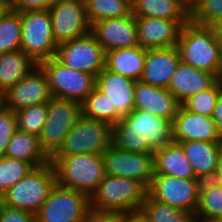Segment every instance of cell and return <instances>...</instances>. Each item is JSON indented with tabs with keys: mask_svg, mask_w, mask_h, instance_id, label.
I'll return each instance as SVG.
<instances>
[{
	"mask_svg": "<svg viewBox=\"0 0 222 222\" xmlns=\"http://www.w3.org/2000/svg\"><path fill=\"white\" fill-rule=\"evenodd\" d=\"M173 142L172 123L142 110H132L113 125L112 144L133 153H154Z\"/></svg>",
	"mask_w": 222,
	"mask_h": 222,
	"instance_id": "cell-1",
	"label": "cell"
},
{
	"mask_svg": "<svg viewBox=\"0 0 222 222\" xmlns=\"http://www.w3.org/2000/svg\"><path fill=\"white\" fill-rule=\"evenodd\" d=\"M177 48L182 63L218 74L222 37L217 27L201 26L189 20L181 30Z\"/></svg>",
	"mask_w": 222,
	"mask_h": 222,
	"instance_id": "cell-2",
	"label": "cell"
},
{
	"mask_svg": "<svg viewBox=\"0 0 222 222\" xmlns=\"http://www.w3.org/2000/svg\"><path fill=\"white\" fill-rule=\"evenodd\" d=\"M147 195L148 188L142 182L105 174L90 197V207L122 214L140 211Z\"/></svg>",
	"mask_w": 222,
	"mask_h": 222,
	"instance_id": "cell-3",
	"label": "cell"
},
{
	"mask_svg": "<svg viewBox=\"0 0 222 222\" xmlns=\"http://www.w3.org/2000/svg\"><path fill=\"white\" fill-rule=\"evenodd\" d=\"M57 183L87 194L89 197L102 182L105 171L100 154H76L72 156H51Z\"/></svg>",
	"mask_w": 222,
	"mask_h": 222,
	"instance_id": "cell-4",
	"label": "cell"
},
{
	"mask_svg": "<svg viewBox=\"0 0 222 222\" xmlns=\"http://www.w3.org/2000/svg\"><path fill=\"white\" fill-rule=\"evenodd\" d=\"M56 184V172L53 164L49 162L33 168L17 184L9 188L0 197V203L9 208L36 214Z\"/></svg>",
	"mask_w": 222,
	"mask_h": 222,
	"instance_id": "cell-5",
	"label": "cell"
},
{
	"mask_svg": "<svg viewBox=\"0 0 222 222\" xmlns=\"http://www.w3.org/2000/svg\"><path fill=\"white\" fill-rule=\"evenodd\" d=\"M113 126L81 115L52 156L100 154L112 144Z\"/></svg>",
	"mask_w": 222,
	"mask_h": 222,
	"instance_id": "cell-6",
	"label": "cell"
},
{
	"mask_svg": "<svg viewBox=\"0 0 222 222\" xmlns=\"http://www.w3.org/2000/svg\"><path fill=\"white\" fill-rule=\"evenodd\" d=\"M21 29V50L37 64L56 56L58 45L48 9L21 12Z\"/></svg>",
	"mask_w": 222,
	"mask_h": 222,
	"instance_id": "cell-7",
	"label": "cell"
},
{
	"mask_svg": "<svg viewBox=\"0 0 222 222\" xmlns=\"http://www.w3.org/2000/svg\"><path fill=\"white\" fill-rule=\"evenodd\" d=\"M81 115L80 102L51 97L48 102L47 119L39 135L40 146L49 157L60 148Z\"/></svg>",
	"mask_w": 222,
	"mask_h": 222,
	"instance_id": "cell-8",
	"label": "cell"
},
{
	"mask_svg": "<svg viewBox=\"0 0 222 222\" xmlns=\"http://www.w3.org/2000/svg\"><path fill=\"white\" fill-rule=\"evenodd\" d=\"M46 73L53 97L82 102L96 87V77L68 68L55 57L38 64Z\"/></svg>",
	"mask_w": 222,
	"mask_h": 222,
	"instance_id": "cell-9",
	"label": "cell"
},
{
	"mask_svg": "<svg viewBox=\"0 0 222 222\" xmlns=\"http://www.w3.org/2000/svg\"><path fill=\"white\" fill-rule=\"evenodd\" d=\"M90 208V197L56 184L35 214L36 222H82Z\"/></svg>",
	"mask_w": 222,
	"mask_h": 222,
	"instance_id": "cell-10",
	"label": "cell"
},
{
	"mask_svg": "<svg viewBox=\"0 0 222 222\" xmlns=\"http://www.w3.org/2000/svg\"><path fill=\"white\" fill-rule=\"evenodd\" d=\"M200 185V179L154 175L148 187V196L194 216L199 202Z\"/></svg>",
	"mask_w": 222,
	"mask_h": 222,
	"instance_id": "cell-11",
	"label": "cell"
},
{
	"mask_svg": "<svg viewBox=\"0 0 222 222\" xmlns=\"http://www.w3.org/2000/svg\"><path fill=\"white\" fill-rule=\"evenodd\" d=\"M55 58L68 68L95 77L105 68V51L91 32L58 44Z\"/></svg>",
	"mask_w": 222,
	"mask_h": 222,
	"instance_id": "cell-12",
	"label": "cell"
},
{
	"mask_svg": "<svg viewBox=\"0 0 222 222\" xmlns=\"http://www.w3.org/2000/svg\"><path fill=\"white\" fill-rule=\"evenodd\" d=\"M106 175L135 179L147 188L154 176V153H133L111 144L102 154Z\"/></svg>",
	"mask_w": 222,
	"mask_h": 222,
	"instance_id": "cell-13",
	"label": "cell"
},
{
	"mask_svg": "<svg viewBox=\"0 0 222 222\" xmlns=\"http://www.w3.org/2000/svg\"><path fill=\"white\" fill-rule=\"evenodd\" d=\"M48 10L52 20L53 36L57 45L80 38L91 32L85 1L63 0L51 6Z\"/></svg>",
	"mask_w": 222,
	"mask_h": 222,
	"instance_id": "cell-14",
	"label": "cell"
},
{
	"mask_svg": "<svg viewBox=\"0 0 222 222\" xmlns=\"http://www.w3.org/2000/svg\"><path fill=\"white\" fill-rule=\"evenodd\" d=\"M51 97L46 73L37 65L27 76L3 93V106L16 112L25 107L47 103Z\"/></svg>",
	"mask_w": 222,
	"mask_h": 222,
	"instance_id": "cell-15",
	"label": "cell"
},
{
	"mask_svg": "<svg viewBox=\"0 0 222 222\" xmlns=\"http://www.w3.org/2000/svg\"><path fill=\"white\" fill-rule=\"evenodd\" d=\"M91 33L104 51L140 46L136 17L131 13L119 18L97 21L91 25Z\"/></svg>",
	"mask_w": 222,
	"mask_h": 222,
	"instance_id": "cell-16",
	"label": "cell"
},
{
	"mask_svg": "<svg viewBox=\"0 0 222 222\" xmlns=\"http://www.w3.org/2000/svg\"><path fill=\"white\" fill-rule=\"evenodd\" d=\"M189 20L136 17L139 45L145 50L177 46L181 30Z\"/></svg>",
	"mask_w": 222,
	"mask_h": 222,
	"instance_id": "cell-17",
	"label": "cell"
},
{
	"mask_svg": "<svg viewBox=\"0 0 222 222\" xmlns=\"http://www.w3.org/2000/svg\"><path fill=\"white\" fill-rule=\"evenodd\" d=\"M172 132L173 142H222V135L212 117L193 113L182 104L172 122Z\"/></svg>",
	"mask_w": 222,
	"mask_h": 222,
	"instance_id": "cell-18",
	"label": "cell"
},
{
	"mask_svg": "<svg viewBox=\"0 0 222 222\" xmlns=\"http://www.w3.org/2000/svg\"><path fill=\"white\" fill-rule=\"evenodd\" d=\"M180 62L177 46L148 49L140 81L167 89Z\"/></svg>",
	"mask_w": 222,
	"mask_h": 222,
	"instance_id": "cell-19",
	"label": "cell"
},
{
	"mask_svg": "<svg viewBox=\"0 0 222 222\" xmlns=\"http://www.w3.org/2000/svg\"><path fill=\"white\" fill-rule=\"evenodd\" d=\"M136 81L104 68L96 76V87L109 97L111 110L127 116L134 110Z\"/></svg>",
	"mask_w": 222,
	"mask_h": 222,
	"instance_id": "cell-20",
	"label": "cell"
},
{
	"mask_svg": "<svg viewBox=\"0 0 222 222\" xmlns=\"http://www.w3.org/2000/svg\"><path fill=\"white\" fill-rule=\"evenodd\" d=\"M134 98L135 110L152 113L171 123L181 105L168 89L155 87L140 80L136 81Z\"/></svg>",
	"mask_w": 222,
	"mask_h": 222,
	"instance_id": "cell-21",
	"label": "cell"
},
{
	"mask_svg": "<svg viewBox=\"0 0 222 222\" xmlns=\"http://www.w3.org/2000/svg\"><path fill=\"white\" fill-rule=\"evenodd\" d=\"M216 76L180 62L167 89L182 104L190 96L211 88L216 83Z\"/></svg>",
	"mask_w": 222,
	"mask_h": 222,
	"instance_id": "cell-22",
	"label": "cell"
},
{
	"mask_svg": "<svg viewBox=\"0 0 222 222\" xmlns=\"http://www.w3.org/2000/svg\"><path fill=\"white\" fill-rule=\"evenodd\" d=\"M184 149L185 156L193 168L196 178L212 180L217 161L222 151V142L188 141L176 142Z\"/></svg>",
	"mask_w": 222,
	"mask_h": 222,
	"instance_id": "cell-23",
	"label": "cell"
},
{
	"mask_svg": "<svg viewBox=\"0 0 222 222\" xmlns=\"http://www.w3.org/2000/svg\"><path fill=\"white\" fill-rule=\"evenodd\" d=\"M154 175L198 179L185 156L184 149L176 142L154 151Z\"/></svg>",
	"mask_w": 222,
	"mask_h": 222,
	"instance_id": "cell-24",
	"label": "cell"
},
{
	"mask_svg": "<svg viewBox=\"0 0 222 222\" xmlns=\"http://www.w3.org/2000/svg\"><path fill=\"white\" fill-rule=\"evenodd\" d=\"M146 59V50L141 46L121 48L105 52V68L139 81Z\"/></svg>",
	"mask_w": 222,
	"mask_h": 222,
	"instance_id": "cell-25",
	"label": "cell"
},
{
	"mask_svg": "<svg viewBox=\"0 0 222 222\" xmlns=\"http://www.w3.org/2000/svg\"><path fill=\"white\" fill-rule=\"evenodd\" d=\"M4 156L30 163L34 168L50 162V157L40 146L39 136L18 129L12 135Z\"/></svg>",
	"mask_w": 222,
	"mask_h": 222,
	"instance_id": "cell-26",
	"label": "cell"
},
{
	"mask_svg": "<svg viewBox=\"0 0 222 222\" xmlns=\"http://www.w3.org/2000/svg\"><path fill=\"white\" fill-rule=\"evenodd\" d=\"M38 64L21 49L0 54V91L5 93Z\"/></svg>",
	"mask_w": 222,
	"mask_h": 222,
	"instance_id": "cell-27",
	"label": "cell"
},
{
	"mask_svg": "<svg viewBox=\"0 0 222 222\" xmlns=\"http://www.w3.org/2000/svg\"><path fill=\"white\" fill-rule=\"evenodd\" d=\"M132 13L135 17L190 19V9L181 0H137Z\"/></svg>",
	"mask_w": 222,
	"mask_h": 222,
	"instance_id": "cell-28",
	"label": "cell"
},
{
	"mask_svg": "<svg viewBox=\"0 0 222 222\" xmlns=\"http://www.w3.org/2000/svg\"><path fill=\"white\" fill-rule=\"evenodd\" d=\"M82 116L115 125L122 118L116 110H111L109 97L97 87L81 102Z\"/></svg>",
	"mask_w": 222,
	"mask_h": 222,
	"instance_id": "cell-29",
	"label": "cell"
},
{
	"mask_svg": "<svg viewBox=\"0 0 222 222\" xmlns=\"http://www.w3.org/2000/svg\"><path fill=\"white\" fill-rule=\"evenodd\" d=\"M194 216L220 219L222 216V184L213 180L201 181L199 202Z\"/></svg>",
	"mask_w": 222,
	"mask_h": 222,
	"instance_id": "cell-30",
	"label": "cell"
},
{
	"mask_svg": "<svg viewBox=\"0 0 222 222\" xmlns=\"http://www.w3.org/2000/svg\"><path fill=\"white\" fill-rule=\"evenodd\" d=\"M21 13L7 7L0 15V54L21 49Z\"/></svg>",
	"mask_w": 222,
	"mask_h": 222,
	"instance_id": "cell-31",
	"label": "cell"
},
{
	"mask_svg": "<svg viewBox=\"0 0 222 222\" xmlns=\"http://www.w3.org/2000/svg\"><path fill=\"white\" fill-rule=\"evenodd\" d=\"M90 25L109 18H119L132 13V5L125 0H85Z\"/></svg>",
	"mask_w": 222,
	"mask_h": 222,
	"instance_id": "cell-32",
	"label": "cell"
},
{
	"mask_svg": "<svg viewBox=\"0 0 222 222\" xmlns=\"http://www.w3.org/2000/svg\"><path fill=\"white\" fill-rule=\"evenodd\" d=\"M140 211L149 222H187L192 215L146 196Z\"/></svg>",
	"mask_w": 222,
	"mask_h": 222,
	"instance_id": "cell-33",
	"label": "cell"
},
{
	"mask_svg": "<svg viewBox=\"0 0 222 222\" xmlns=\"http://www.w3.org/2000/svg\"><path fill=\"white\" fill-rule=\"evenodd\" d=\"M190 20L197 25L218 28L222 24V0H194Z\"/></svg>",
	"mask_w": 222,
	"mask_h": 222,
	"instance_id": "cell-34",
	"label": "cell"
},
{
	"mask_svg": "<svg viewBox=\"0 0 222 222\" xmlns=\"http://www.w3.org/2000/svg\"><path fill=\"white\" fill-rule=\"evenodd\" d=\"M30 163L6 156L0 157V197L33 170Z\"/></svg>",
	"mask_w": 222,
	"mask_h": 222,
	"instance_id": "cell-35",
	"label": "cell"
},
{
	"mask_svg": "<svg viewBox=\"0 0 222 222\" xmlns=\"http://www.w3.org/2000/svg\"><path fill=\"white\" fill-rule=\"evenodd\" d=\"M47 109L48 102L16 111L17 129L39 136L47 119Z\"/></svg>",
	"mask_w": 222,
	"mask_h": 222,
	"instance_id": "cell-36",
	"label": "cell"
},
{
	"mask_svg": "<svg viewBox=\"0 0 222 222\" xmlns=\"http://www.w3.org/2000/svg\"><path fill=\"white\" fill-rule=\"evenodd\" d=\"M220 90L217 82L207 90L190 96L182 105L189 111L212 117Z\"/></svg>",
	"mask_w": 222,
	"mask_h": 222,
	"instance_id": "cell-37",
	"label": "cell"
},
{
	"mask_svg": "<svg viewBox=\"0 0 222 222\" xmlns=\"http://www.w3.org/2000/svg\"><path fill=\"white\" fill-rule=\"evenodd\" d=\"M17 130L16 114L4 106L0 108V157L4 155L12 135Z\"/></svg>",
	"mask_w": 222,
	"mask_h": 222,
	"instance_id": "cell-38",
	"label": "cell"
},
{
	"mask_svg": "<svg viewBox=\"0 0 222 222\" xmlns=\"http://www.w3.org/2000/svg\"><path fill=\"white\" fill-rule=\"evenodd\" d=\"M0 222H36L35 214L6 207L0 203Z\"/></svg>",
	"mask_w": 222,
	"mask_h": 222,
	"instance_id": "cell-39",
	"label": "cell"
},
{
	"mask_svg": "<svg viewBox=\"0 0 222 222\" xmlns=\"http://www.w3.org/2000/svg\"><path fill=\"white\" fill-rule=\"evenodd\" d=\"M122 220V213L102 211L90 207L82 222H122Z\"/></svg>",
	"mask_w": 222,
	"mask_h": 222,
	"instance_id": "cell-40",
	"label": "cell"
},
{
	"mask_svg": "<svg viewBox=\"0 0 222 222\" xmlns=\"http://www.w3.org/2000/svg\"><path fill=\"white\" fill-rule=\"evenodd\" d=\"M8 7L17 12L45 10L46 0H11Z\"/></svg>",
	"mask_w": 222,
	"mask_h": 222,
	"instance_id": "cell-41",
	"label": "cell"
},
{
	"mask_svg": "<svg viewBox=\"0 0 222 222\" xmlns=\"http://www.w3.org/2000/svg\"><path fill=\"white\" fill-rule=\"evenodd\" d=\"M212 119L216 123V127L219 133L222 135V94L221 93L218 96V100L214 108Z\"/></svg>",
	"mask_w": 222,
	"mask_h": 222,
	"instance_id": "cell-42",
	"label": "cell"
},
{
	"mask_svg": "<svg viewBox=\"0 0 222 222\" xmlns=\"http://www.w3.org/2000/svg\"><path fill=\"white\" fill-rule=\"evenodd\" d=\"M122 222H149V220L141 211H135L123 214Z\"/></svg>",
	"mask_w": 222,
	"mask_h": 222,
	"instance_id": "cell-43",
	"label": "cell"
},
{
	"mask_svg": "<svg viewBox=\"0 0 222 222\" xmlns=\"http://www.w3.org/2000/svg\"><path fill=\"white\" fill-rule=\"evenodd\" d=\"M212 180L217 182V183L222 181V151L219 155V158H218V161H217L216 171H215V174H214Z\"/></svg>",
	"mask_w": 222,
	"mask_h": 222,
	"instance_id": "cell-44",
	"label": "cell"
},
{
	"mask_svg": "<svg viewBox=\"0 0 222 222\" xmlns=\"http://www.w3.org/2000/svg\"><path fill=\"white\" fill-rule=\"evenodd\" d=\"M216 82L219 86L220 93L222 94V69H219L218 74L216 76Z\"/></svg>",
	"mask_w": 222,
	"mask_h": 222,
	"instance_id": "cell-45",
	"label": "cell"
},
{
	"mask_svg": "<svg viewBox=\"0 0 222 222\" xmlns=\"http://www.w3.org/2000/svg\"><path fill=\"white\" fill-rule=\"evenodd\" d=\"M194 222H221L219 219H207L194 216Z\"/></svg>",
	"mask_w": 222,
	"mask_h": 222,
	"instance_id": "cell-46",
	"label": "cell"
},
{
	"mask_svg": "<svg viewBox=\"0 0 222 222\" xmlns=\"http://www.w3.org/2000/svg\"><path fill=\"white\" fill-rule=\"evenodd\" d=\"M61 1L63 0H46V9H49L51 6L56 5Z\"/></svg>",
	"mask_w": 222,
	"mask_h": 222,
	"instance_id": "cell-47",
	"label": "cell"
},
{
	"mask_svg": "<svg viewBox=\"0 0 222 222\" xmlns=\"http://www.w3.org/2000/svg\"><path fill=\"white\" fill-rule=\"evenodd\" d=\"M8 7V4L4 1L0 0V15L3 13V11Z\"/></svg>",
	"mask_w": 222,
	"mask_h": 222,
	"instance_id": "cell-48",
	"label": "cell"
},
{
	"mask_svg": "<svg viewBox=\"0 0 222 222\" xmlns=\"http://www.w3.org/2000/svg\"><path fill=\"white\" fill-rule=\"evenodd\" d=\"M189 9L191 8L192 3L189 0H181Z\"/></svg>",
	"mask_w": 222,
	"mask_h": 222,
	"instance_id": "cell-49",
	"label": "cell"
},
{
	"mask_svg": "<svg viewBox=\"0 0 222 222\" xmlns=\"http://www.w3.org/2000/svg\"><path fill=\"white\" fill-rule=\"evenodd\" d=\"M3 106V93L0 91V108Z\"/></svg>",
	"mask_w": 222,
	"mask_h": 222,
	"instance_id": "cell-50",
	"label": "cell"
},
{
	"mask_svg": "<svg viewBox=\"0 0 222 222\" xmlns=\"http://www.w3.org/2000/svg\"><path fill=\"white\" fill-rule=\"evenodd\" d=\"M127 1L130 5H133L137 0H125Z\"/></svg>",
	"mask_w": 222,
	"mask_h": 222,
	"instance_id": "cell-51",
	"label": "cell"
},
{
	"mask_svg": "<svg viewBox=\"0 0 222 222\" xmlns=\"http://www.w3.org/2000/svg\"><path fill=\"white\" fill-rule=\"evenodd\" d=\"M219 69H222V50H221V57H220V68Z\"/></svg>",
	"mask_w": 222,
	"mask_h": 222,
	"instance_id": "cell-52",
	"label": "cell"
},
{
	"mask_svg": "<svg viewBox=\"0 0 222 222\" xmlns=\"http://www.w3.org/2000/svg\"><path fill=\"white\" fill-rule=\"evenodd\" d=\"M218 29H219L220 35L222 37V24L218 27Z\"/></svg>",
	"mask_w": 222,
	"mask_h": 222,
	"instance_id": "cell-53",
	"label": "cell"
},
{
	"mask_svg": "<svg viewBox=\"0 0 222 222\" xmlns=\"http://www.w3.org/2000/svg\"><path fill=\"white\" fill-rule=\"evenodd\" d=\"M187 222H194V216H192Z\"/></svg>",
	"mask_w": 222,
	"mask_h": 222,
	"instance_id": "cell-54",
	"label": "cell"
},
{
	"mask_svg": "<svg viewBox=\"0 0 222 222\" xmlns=\"http://www.w3.org/2000/svg\"><path fill=\"white\" fill-rule=\"evenodd\" d=\"M1 1H4L6 2L7 4H9L11 2V0H1Z\"/></svg>",
	"mask_w": 222,
	"mask_h": 222,
	"instance_id": "cell-55",
	"label": "cell"
}]
</instances>
